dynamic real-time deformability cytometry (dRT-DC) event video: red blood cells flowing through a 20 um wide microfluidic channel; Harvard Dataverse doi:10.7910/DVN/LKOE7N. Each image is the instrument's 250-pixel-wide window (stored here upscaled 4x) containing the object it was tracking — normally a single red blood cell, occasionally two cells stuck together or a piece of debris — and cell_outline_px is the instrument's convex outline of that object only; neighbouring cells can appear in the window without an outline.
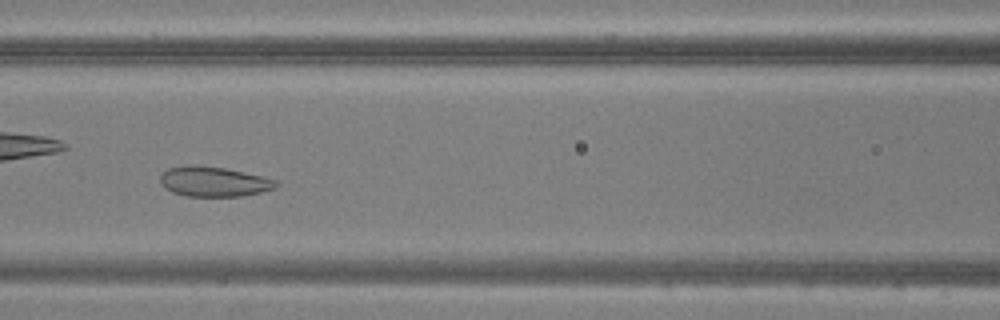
{"species": "common noctule bat (a hibernating species)", "species_latin": "Nyctalus noctula", "temperature_condition": "warm", "stored_images_in_passage": 40, "camera_frame_rate_fps": 3000, "um_per_image_px": 0.085, "animal": {"sex": "male", "body_mass_g": 20.5, "forearm_length_mm": 52.5}, "frame": {"image": 1, "passage_image": 12, "time_ms": 3.667, "image_size_px": [1000, 320], "cell_outline_px": [[280, 184], [276, 188], [260, 192], [240, 196], [188, 196], [172, 192], [164, 188], [160, 184], [160, 176], [168, 168], [224, 168], [264, 176], [276, 180]], "centroid_in_image_um": [18.24, 15.48], "position_along_channel_um": 148.4, "area_um2": 19.48}}
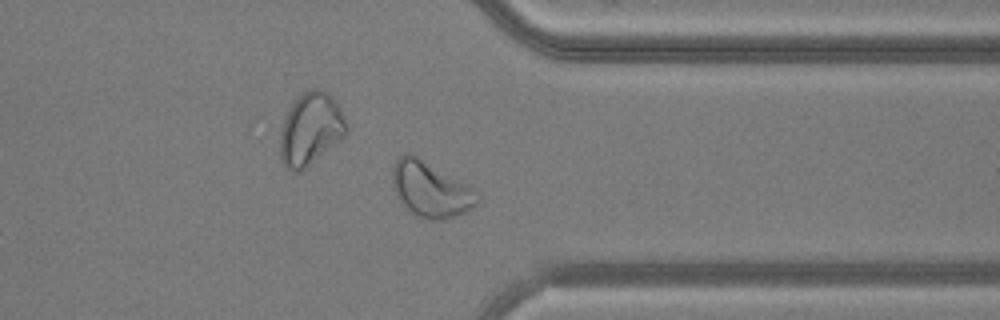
{"frame": {"image": 2, "passage_image": 29, "time_ms": 9.333, "image_size_px": [1000, 320], "cell_outline_px": [[480, 200], [472, 208], [456, 216], [444, 220], [432, 220], [420, 216], [412, 212], [404, 204], [396, 192], [392, 180], [392, 168], [396, 160], [404, 152], [408, 152], [416, 156], [472, 188], [480, 196]], "centroid_in_image_um": [36.6, 16.1], "position_along_channel_um": 374.8, "area_um2": 26.65}}
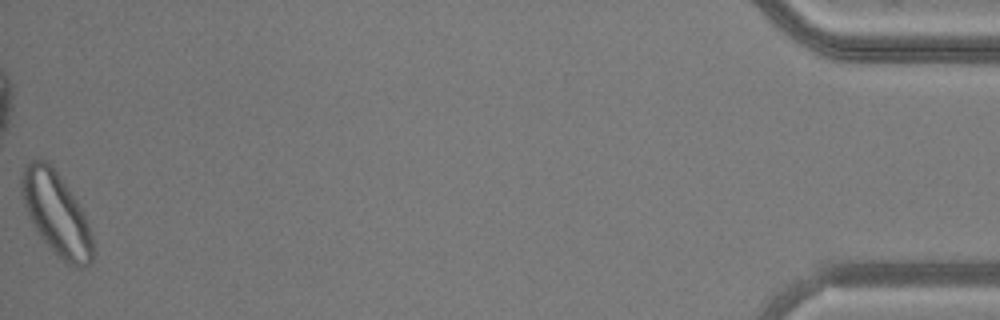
{"frame": {"image": 3, "passage_image": 40, "time_ms": 13.0, "image_size_px": [1000, 320], "cell_outline_px": [[96, 252], [92, 264], [88, 268], [72, 268], [40, 236], [24, 204], [20, 192], [20, 180], [24, 164], [36, 156], [40, 156], [52, 164], [76, 200], [88, 224], [92, 236]], "centroid_in_image_um": [4.81, 18.14], "position_along_channel_um": 430.4, "area_um2": 34.68}}